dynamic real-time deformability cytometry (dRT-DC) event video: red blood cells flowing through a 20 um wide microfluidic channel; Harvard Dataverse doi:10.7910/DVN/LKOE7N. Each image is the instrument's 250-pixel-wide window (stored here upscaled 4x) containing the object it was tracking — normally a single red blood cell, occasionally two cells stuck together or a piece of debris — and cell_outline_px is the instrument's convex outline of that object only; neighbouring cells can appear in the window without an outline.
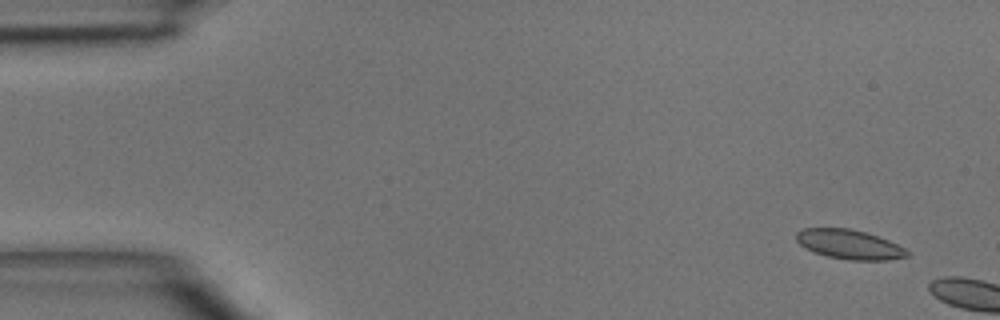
{"species": "common noctule bat (a hibernating species)", "species_latin": "Nyctalus noctula", "temperature_condition": "room temperature", "stored_images_in_passage": 2, "camera_frame_rate_fps": 3000, "um_per_image_px": 0.085, "animal": {"sex": "male", "body_mass_g": 15.6}, "frame": {"image": 1, "passage_image": 1, "time_ms": 0.0, "image_size_px": [1000, 320], "cell_outline_px": [[908, 256], [888, 260], [848, 260], [828, 256], [816, 252], [800, 244], [796, 240], [796, 232], [800, 228], [848, 228], [864, 232], [888, 240], [904, 248], [908, 252]], "centroid_in_image_um": [72.17, 20.77], "position_along_channel_um": 12.8, "area_um2": 18.73}}